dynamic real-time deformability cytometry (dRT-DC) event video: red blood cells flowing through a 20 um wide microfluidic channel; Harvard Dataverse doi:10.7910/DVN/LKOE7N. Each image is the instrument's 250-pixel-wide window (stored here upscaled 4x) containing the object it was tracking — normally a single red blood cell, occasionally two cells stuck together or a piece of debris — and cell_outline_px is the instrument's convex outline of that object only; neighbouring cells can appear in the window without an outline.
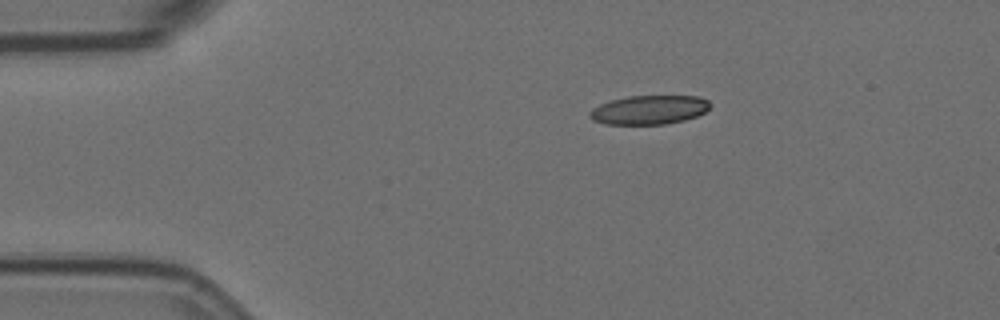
{"species": "Egyptian fruit bat (a non-hibernating species)", "species_latin": "Rousettus aegyptiacus", "temperature_condition": "room temperature", "stored_images_in_passage": 4, "camera_frame_rate_fps": 3000, "um_per_image_px": 0.085, "animal": {"sex": "female"}, "frame": {"image": 1, "passage_image": 1, "time_ms": 0.0, "image_size_px": [1000, 320], "cell_outline_px": [[712, 104], [704, 112], [696, 116], [684, 120], [664, 124], [604, 124], [592, 120], [588, 116], [588, 112], [592, 108], [600, 104], [612, 100], [628, 96], [700, 96], [708, 100]], "centroid_in_image_um": [55.16, 9.33], "position_along_channel_um": 29.8, "area_um2": 20.4}}
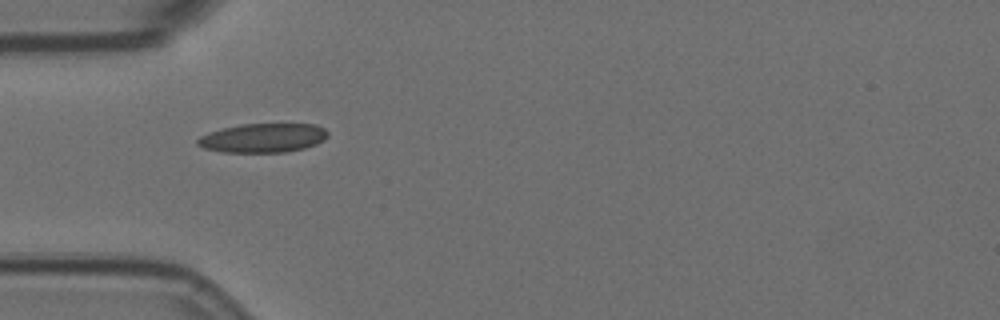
{"frame": {"image": 2, "passage_image": 3, "time_ms": 0.667, "image_size_px": [1000, 320], "cell_outline_px": [[328, 136], [324, 140], [316, 144], [304, 148], [284, 152], [224, 152], [204, 148], [196, 144], [196, 140], [200, 136], [208, 132], [220, 128], [240, 124], [316, 124], [324, 128], [328, 132]], "centroid_in_image_um": [22.34, 11.71], "position_along_channel_um": 62.7, "area_um2": 22.2}}
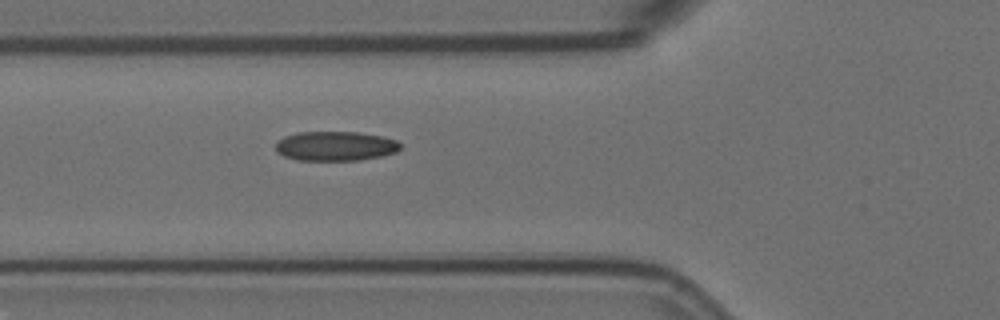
{"frame": {"image": 3, "passage_image": 4, "time_ms": 1.0, "image_size_px": [1000, 320], "cell_outline_px": [[400, 148], [396, 152], [380, 156], [360, 160], [296, 160], [284, 156], [276, 152], [276, 144], [284, 136], [296, 132], [356, 132], [380, 136], [396, 140], [400, 144]], "centroid_in_image_um": [28.48, 12.42], "position_along_channel_um": 97.3, "area_um2": 21.33}}